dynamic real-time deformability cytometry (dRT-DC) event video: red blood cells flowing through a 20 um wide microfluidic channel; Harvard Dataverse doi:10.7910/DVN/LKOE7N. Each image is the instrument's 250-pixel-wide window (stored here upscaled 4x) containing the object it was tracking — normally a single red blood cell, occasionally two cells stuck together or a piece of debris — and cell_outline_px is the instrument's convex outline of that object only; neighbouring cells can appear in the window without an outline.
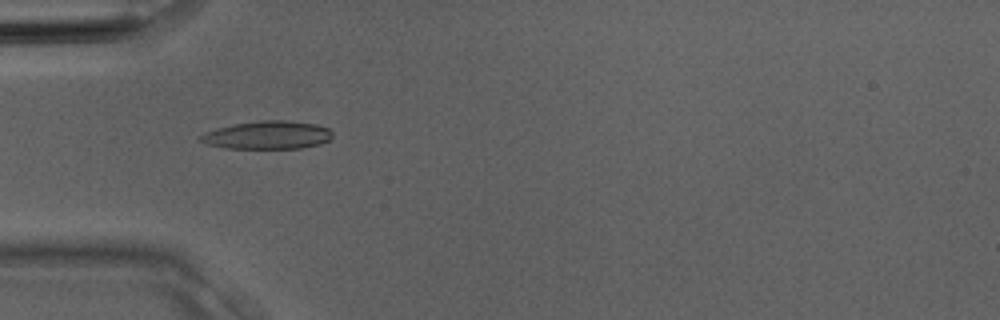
{"species": "Egyptian fruit bat (a non-hibernating species)", "species_latin": "Rousettus aegyptiacus", "temperature_condition": "room temperature", "stored_images_in_passage": 1, "camera_frame_rate_fps": 3000, "um_per_image_px": 0.085, "animal": {"sex": "male"}, "frame": {"image": 1, "passage_image": 1, "time_ms": 0.0, "image_size_px": [1000, 320], "cell_outline_px": [[332, 136], [328, 140], [320, 144], [300, 148], [224, 148], [208, 144], [200, 140], [200, 136], [204, 132], [216, 128], [232, 124], [260, 120], [284, 120], [316, 124], [328, 128], [332, 132]], "centroid_in_image_um": [22.73, 11.47], "position_along_channel_um": 62.3, "area_um2": 21.56}}